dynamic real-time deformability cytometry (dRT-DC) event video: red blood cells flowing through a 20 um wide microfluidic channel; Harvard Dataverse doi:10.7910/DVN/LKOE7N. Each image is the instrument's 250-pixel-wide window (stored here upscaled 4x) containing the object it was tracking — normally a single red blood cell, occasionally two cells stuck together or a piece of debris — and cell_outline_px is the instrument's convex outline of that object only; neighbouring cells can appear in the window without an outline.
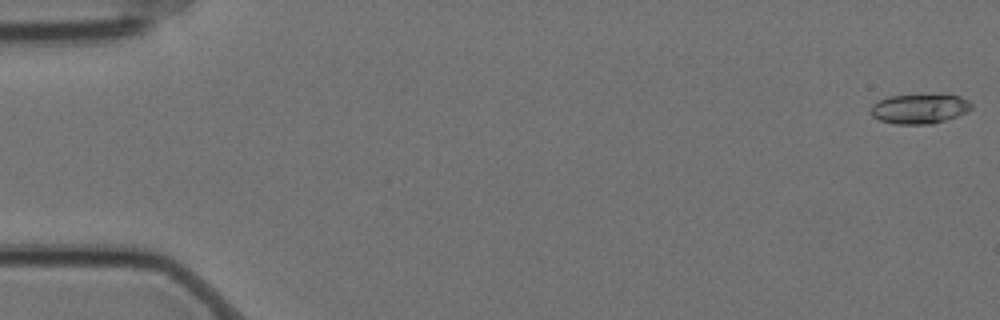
{"species": "Egyptian fruit bat (a non-hibernating species)", "species_latin": "Rousettus aegyptiacus", "temperature_condition": "cold", "stored_images_in_passage": 7, "camera_frame_rate_fps": 3000, "um_per_image_px": 0.085, "animal": {"sex": "female"}, "frame": {"image": 1, "passage_image": 1, "time_ms": 0.0, "image_size_px": [1000, 320], "cell_outline_px": [[972, 108], [968, 112], [932, 124], [896, 124], [880, 120], [872, 116], [872, 104], [888, 96], [960, 96], [968, 100], [972, 104]], "centroid_in_image_um": [78.17, 9.27], "position_along_channel_um": 6.8, "area_um2": 16.94}}
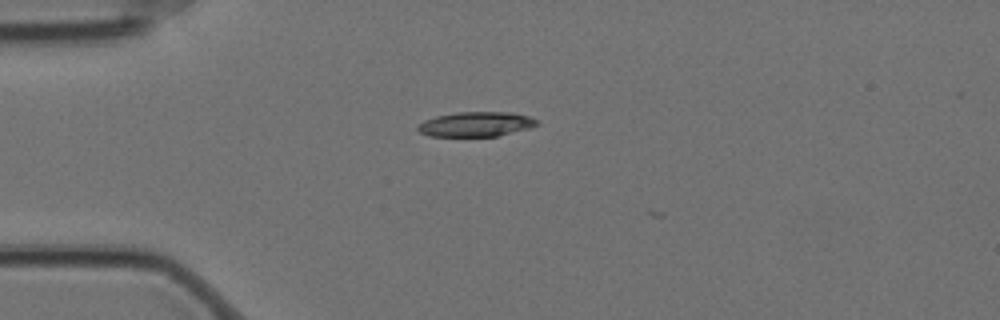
{"frame": {"image": 2, "passage_image": 4, "time_ms": 1.0, "image_size_px": [1000, 320], "cell_outline_px": [[540, 124], [528, 128], [496, 136], [428, 136], [420, 132], [416, 128], [424, 120], [436, 116], [456, 112], [512, 112], [528, 116], [540, 120]], "centroid_in_image_um": [40.47, 10.55], "position_along_channel_um": 44.5, "area_um2": 17.17}}
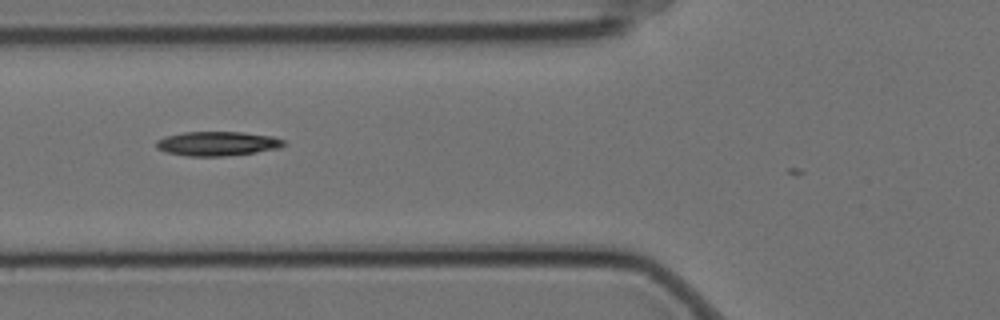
{"frame": {"image": 3, "passage_image": 6, "time_ms": 1.667, "image_size_px": [1000, 320], "cell_outline_px": [[288, 144], [280, 148], [256, 152], [228, 156], [188, 156], [164, 152], [156, 148], [156, 140], [164, 136], [184, 132], [244, 132], [272, 136], [284, 140]], "centroid_in_image_um": [18.48, 12.21], "position_along_channel_um": 107.3, "area_um2": 18.32}}